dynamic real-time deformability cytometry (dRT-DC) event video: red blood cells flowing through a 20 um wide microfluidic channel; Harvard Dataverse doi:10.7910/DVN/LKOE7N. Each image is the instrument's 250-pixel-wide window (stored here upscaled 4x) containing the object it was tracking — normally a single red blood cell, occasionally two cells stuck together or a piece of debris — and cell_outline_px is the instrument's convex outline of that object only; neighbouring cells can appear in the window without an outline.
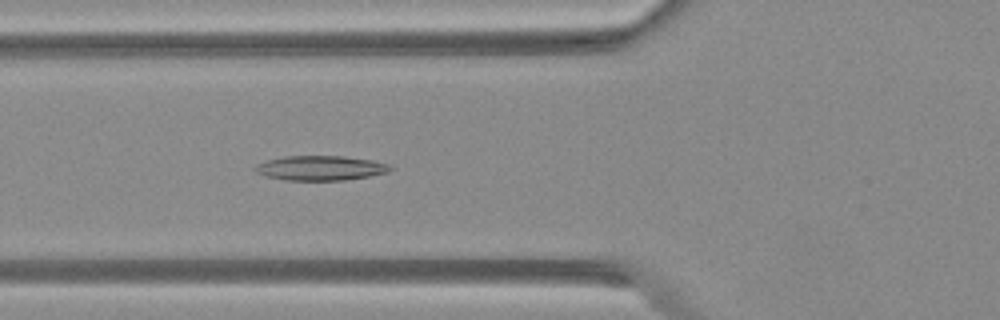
{"species": "Egyptian fruit bat (a non-hibernating species)", "species_latin": "Rousettus aegyptiacus", "temperature_condition": "warm", "stored_images_in_passage": 50, "camera_frame_rate_fps": 3000, "um_per_image_px": 0.085, "animal": {"sex": "female"}, "frame": {"image": 1, "passage_image": 19, "time_ms": 6.0, "image_size_px": [1000, 320], "cell_outline_px": [[392, 168], [388, 172], [368, 176], [344, 180], [284, 180], [264, 176], [256, 172], [252, 168], [256, 164], [268, 160], [284, 156], [344, 156], [372, 160], [388, 164]], "centroid_in_image_um": [27.19, 14.28], "position_along_channel_um": 98.6, "area_um2": 19.42}}
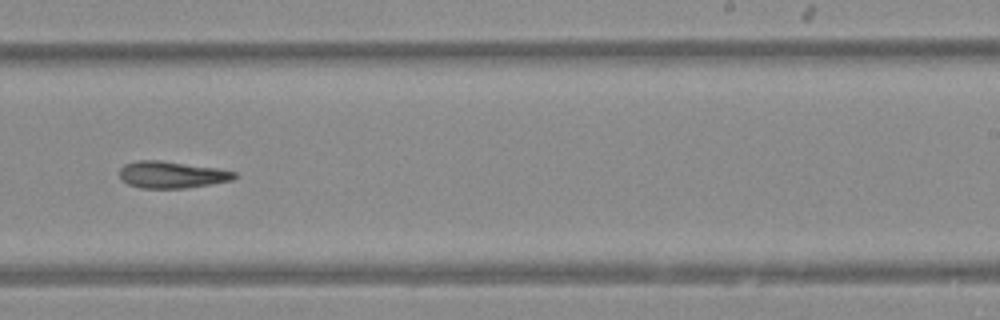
{"frame": {"image": 2, "passage_image": 32, "time_ms": 10.333, "image_size_px": [1000, 320], "cell_outline_px": [[240, 176], [232, 180], [212, 184], [184, 188], [140, 188], [128, 184], [120, 180], [120, 168], [124, 164], [136, 160], [160, 160], [216, 168], [236, 172]], "centroid_in_image_um": [14.59, 14.85], "position_along_channel_um": 274.4, "area_um2": 18.09}}
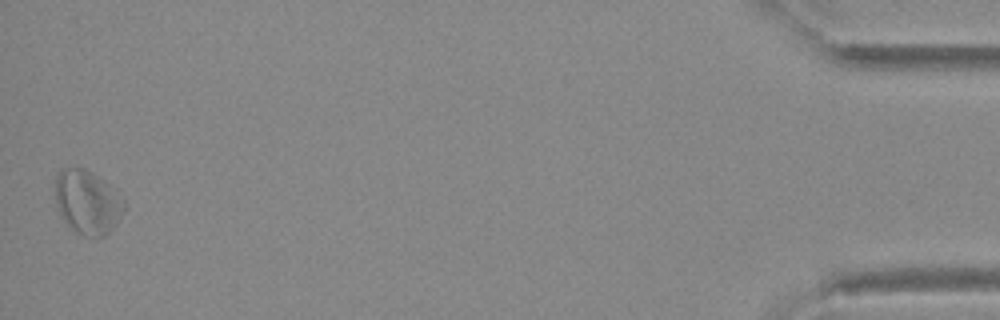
{"frame": {"image": 3, "passage_image": 50, "time_ms": 16.333, "image_size_px": [1000, 320], "cell_outline_px": [[124, 208], [116, 224], [104, 236], [84, 236], [76, 232], [64, 220], [56, 204], [56, 172], [60, 168], [84, 168], [92, 172], [120, 196], [124, 200]], "centroid_in_image_um": [7.4, 17.17], "position_along_channel_um": 427.8, "area_um2": 25.09}}